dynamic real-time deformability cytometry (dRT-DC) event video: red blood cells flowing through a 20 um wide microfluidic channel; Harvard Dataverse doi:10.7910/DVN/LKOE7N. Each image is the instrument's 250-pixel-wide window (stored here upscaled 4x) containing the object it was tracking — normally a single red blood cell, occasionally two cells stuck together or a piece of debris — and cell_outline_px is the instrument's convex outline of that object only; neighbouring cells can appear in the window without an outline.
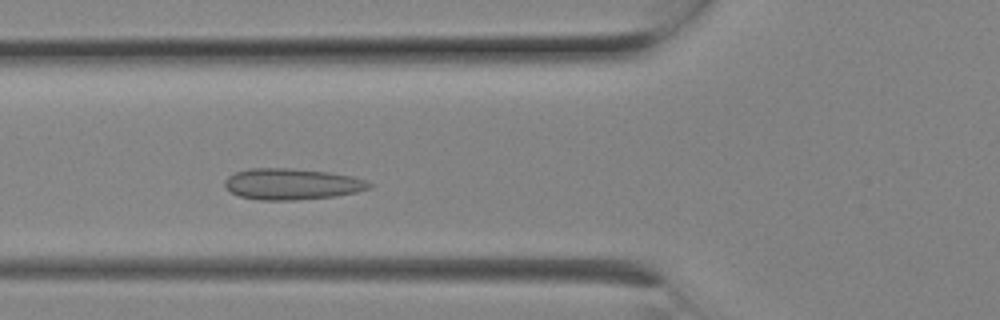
{"species": "Egyptian fruit bat (a non-hibernating species)", "species_latin": "Rousettus aegyptiacus", "temperature_condition": "room temperature", "stored_images_in_passage": 6, "camera_frame_rate_fps": 3000, "um_per_image_px": 0.085, "animal": {"sex": "female"}, "frame": {"image": 1, "passage_image": 5, "time_ms": 1.333, "image_size_px": [1000, 320], "cell_outline_px": [[376, 184], [372, 188], [356, 192], [336, 196], [296, 200], [260, 200], [240, 196], [232, 192], [224, 184], [224, 180], [228, 176], [236, 172], [248, 168], [292, 168], [328, 172], [352, 176]], "centroid_in_image_um": [24.85, 15.64], "position_along_channel_um": 101.0, "area_um2": 26.36}}
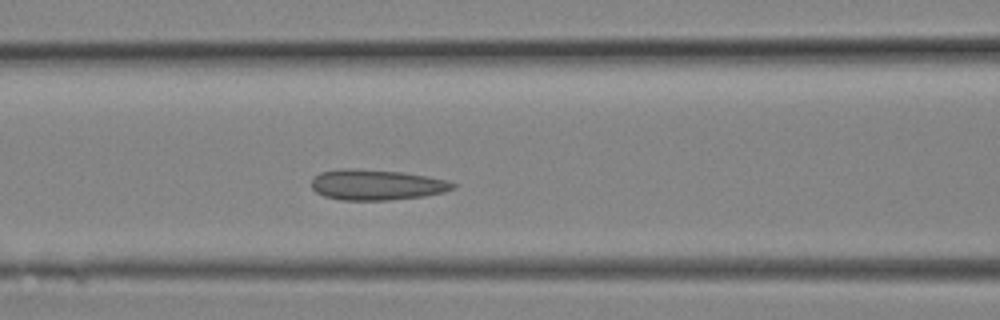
{"frame": {"image": 2, "passage_image": 6, "time_ms": 1.667, "image_size_px": [1000, 320], "cell_outline_px": [[456, 188], [444, 192], [424, 196], [388, 200], [340, 200], [324, 196], [316, 192], [312, 188], [312, 180], [320, 172], [340, 168], [356, 168], [404, 172], [428, 176], [448, 180], [456, 184]], "centroid_in_image_um": [32.02, 15.7], "position_along_channel_um": 134.6, "area_um2": 25.43}}